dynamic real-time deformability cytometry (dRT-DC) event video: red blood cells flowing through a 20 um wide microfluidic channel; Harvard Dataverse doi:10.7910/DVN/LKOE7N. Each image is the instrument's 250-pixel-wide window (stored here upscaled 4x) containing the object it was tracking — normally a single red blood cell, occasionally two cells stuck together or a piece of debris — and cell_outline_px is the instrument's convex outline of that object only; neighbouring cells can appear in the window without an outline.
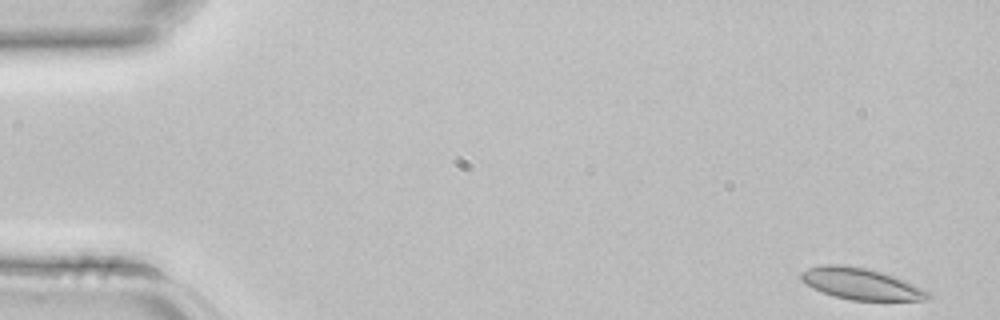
{"species": "common noctule bat (a hibernating species)", "species_latin": "Nyctalus noctula", "temperature_condition": "room temperature", "stored_images_in_passage": 3, "camera_frame_rate_fps": 3000, "um_per_image_px": 0.085, "animal": {"sex": "female", "body_mass_g": 22.7, "forearm_length_mm": 54.2}, "frame": {"image": 1, "passage_image": 1, "time_ms": 0.0, "image_size_px": [1000, 320], "cell_outline_px": [[932, 296], [928, 300], [852, 300], [832, 296], [812, 288], [800, 280], [800, 272], [808, 268], [820, 264], [840, 264], [864, 268], [880, 272], [904, 280], [924, 288]], "centroid_in_image_um": [73.14, 24.13], "position_along_channel_um": 11.9, "area_um2": 23.29}}